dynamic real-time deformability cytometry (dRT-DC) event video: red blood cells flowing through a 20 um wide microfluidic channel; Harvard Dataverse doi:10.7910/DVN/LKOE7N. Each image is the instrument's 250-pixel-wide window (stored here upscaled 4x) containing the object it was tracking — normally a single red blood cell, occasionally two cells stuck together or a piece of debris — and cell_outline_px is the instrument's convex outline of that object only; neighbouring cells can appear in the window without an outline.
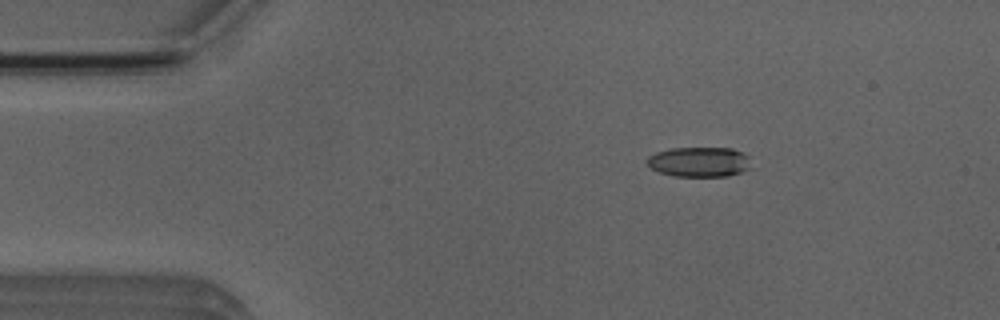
{"species": "Egyptian fruit bat (a non-hibernating species)", "species_latin": "Rousettus aegyptiacus", "temperature_condition": "room temperature", "stored_images_in_passage": 5, "camera_frame_rate_fps": 3000, "um_per_image_px": 0.085, "animal": {"sex": "male"}, "frame": {"image": 1, "passage_image": 3, "time_ms": 2.333, "image_size_px": [1000, 320], "cell_outline_px": [[748, 168], [740, 172], [728, 176], [672, 176], [660, 172], [652, 168], [648, 164], [648, 156], [656, 152], [672, 148], [732, 148], [744, 152], [748, 156]], "centroid_in_image_um": [59.43, 13.75], "position_along_channel_um": 25.6, "area_um2": 17.98}}